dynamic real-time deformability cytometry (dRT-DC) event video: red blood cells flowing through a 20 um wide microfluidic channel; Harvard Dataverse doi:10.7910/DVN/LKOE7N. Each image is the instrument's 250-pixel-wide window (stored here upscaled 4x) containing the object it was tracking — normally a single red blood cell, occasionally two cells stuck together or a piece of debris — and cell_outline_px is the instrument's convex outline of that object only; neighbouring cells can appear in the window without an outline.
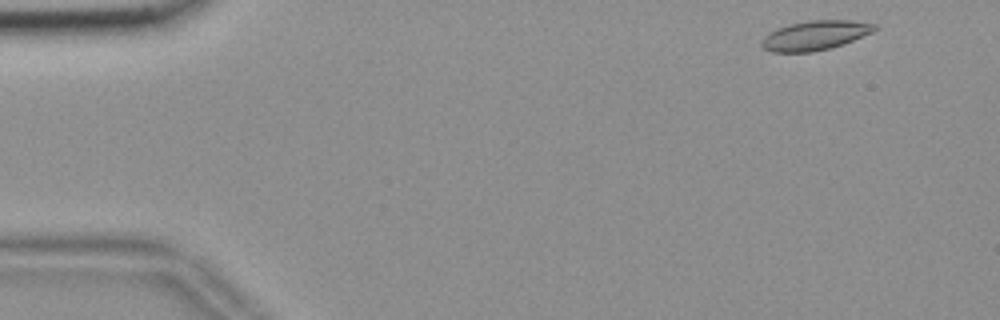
{"species": "common noctule bat (a hibernating species)", "species_latin": "Nyctalus noctula", "temperature_condition": "room temperature", "stored_images_in_passage": 52, "camera_frame_rate_fps": 3000, "um_per_image_px": 0.085, "animal": {"sex": "female", "body_mass_g": 18.4}, "frame": {"image": 1, "passage_image": 1, "time_ms": 0.0, "image_size_px": [1000, 320], "cell_outline_px": [[880, 28], [872, 32], [844, 44], [832, 48], [812, 52], [772, 52], [764, 48], [760, 44], [764, 36], [776, 28], [788, 24], [808, 20], [852, 20], [880, 24]], "centroid_in_image_um": [69.33, 3.0], "position_along_channel_um": 15.7, "area_um2": 19.71}}
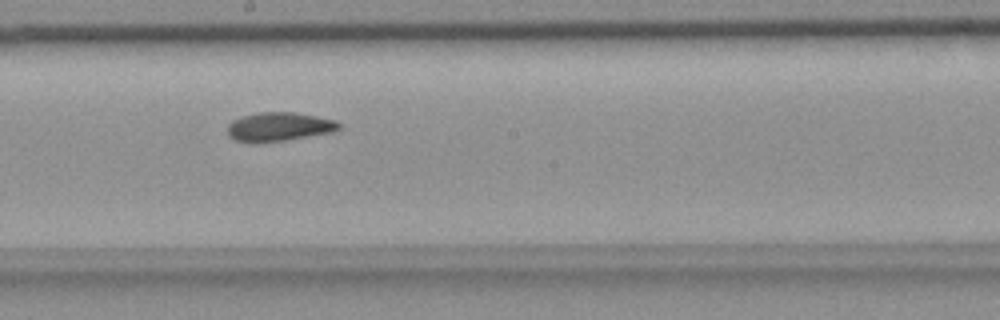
{"frame": {"image": 2, "passage_image": 27, "time_ms": 8.667, "image_size_px": [1000, 320], "cell_outline_px": [[340, 128], [336, 132], [284, 140], [256, 144], [236, 140], [228, 136], [228, 124], [232, 120], [244, 116], [260, 112], [296, 112], [336, 120], [340, 124]], "centroid_in_image_um": [23.73, 10.78], "position_along_channel_um": 224.5, "area_um2": 18.96}}
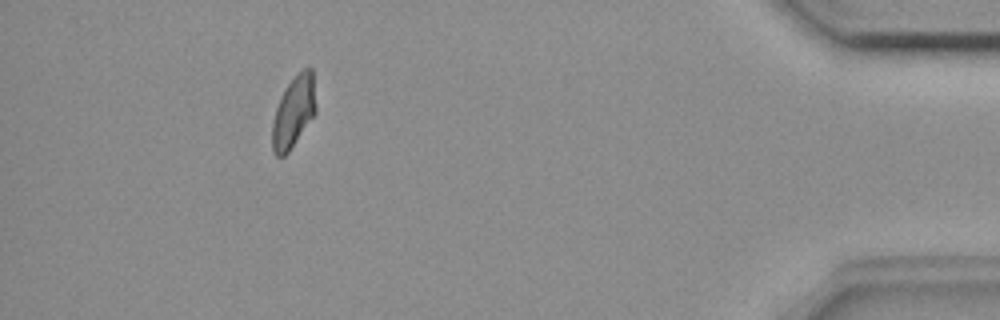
{"frame": {"image": 3, "passage_image": 47, "time_ms": 15.333, "image_size_px": [1000, 320], "cell_outline_px": [[316, 112], [288, 152], [284, 156], [276, 156], [272, 148], [272, 124], [276, 108], [280, 96], [284, 88], [296, 72], [304, 68], [312, 68], [316, 104]], "centroid_in_image_um": [24.95, 9.46], "position_along_channel_um": 410.2, "area_um2": 18.21}, "authors_computed_cell_mechanics": {"area_um2": 18.8139, "velocity_mm_per_s": 3.6512, "shape_relaxation_time_tau1_ms": null, "shape_relaxation_time_tau2_ms": 4.2342, "deformation_change_tau1": null, "deformation_change_tau2": 0.0858}}